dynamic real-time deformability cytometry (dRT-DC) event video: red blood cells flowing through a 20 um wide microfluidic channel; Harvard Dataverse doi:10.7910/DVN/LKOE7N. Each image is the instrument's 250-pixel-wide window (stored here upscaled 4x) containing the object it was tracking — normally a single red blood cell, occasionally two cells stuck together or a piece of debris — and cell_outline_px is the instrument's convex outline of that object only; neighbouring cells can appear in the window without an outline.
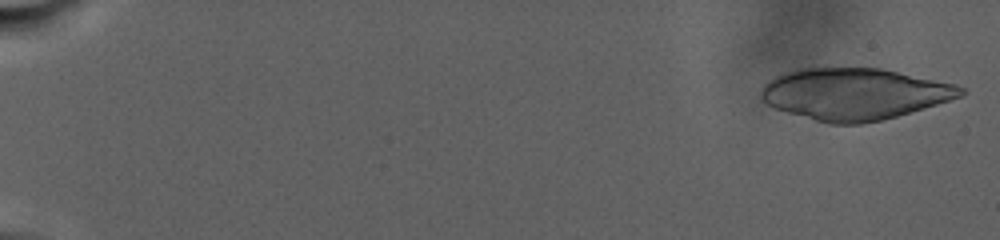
{"species": "human", "species_latin": "Homo sapiens", "temperature_condition": "warm", "stored_images_in_passage": 38, "camera_frame_rate_fps": 3000, "um_per_image_px": 0.085, "donor": {"sex": "male"}, "frame": {"image": 1, "passage_image": 2, "time_ms": 0.333, "image_size_px": [1000, 240], "cell_outline_px": [[964, 92], [960, 96], [936, 104], [896, 116], [880, 120], [860, 124], [828, 124], [772, 108], [760, 100], [760, 88], [768, 80], [784, 72], [796, 68], [880, 68], [956, 84], [964, 88]], "centroid_in_image_um": [72.53, 7.98], "position_along_channel_um": 12.5, "area_um2": 60.05}}
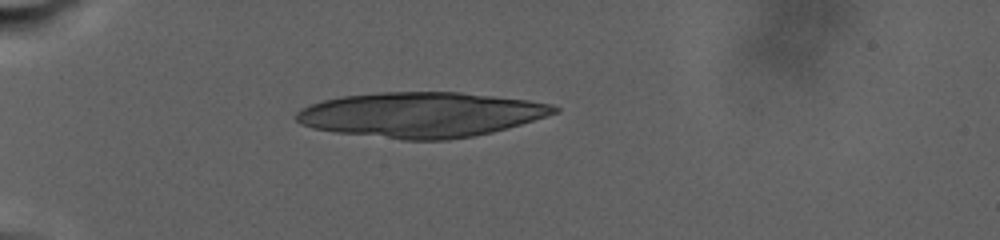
{"frame": {"image": 2, "passage_image": 31, "time_ms": 8.667, "image_size_px": [1000, 240], "cell_outline_px": [[560, 112], [508, 128], [492, 132], [472, 136], [448, 140], [404, 140], [336, 132], [312, 128], [300, 124], [296, 120], [296, 112], [300, 108], [324, 100], [340, 96], [380, 92], [460, 92], [528, 100], [552, 104], [560, 108]], "centroid_in_image_um": [35.8, 9.75], "position_along_channel_um": 49.2, "area_um2": 67.86}}